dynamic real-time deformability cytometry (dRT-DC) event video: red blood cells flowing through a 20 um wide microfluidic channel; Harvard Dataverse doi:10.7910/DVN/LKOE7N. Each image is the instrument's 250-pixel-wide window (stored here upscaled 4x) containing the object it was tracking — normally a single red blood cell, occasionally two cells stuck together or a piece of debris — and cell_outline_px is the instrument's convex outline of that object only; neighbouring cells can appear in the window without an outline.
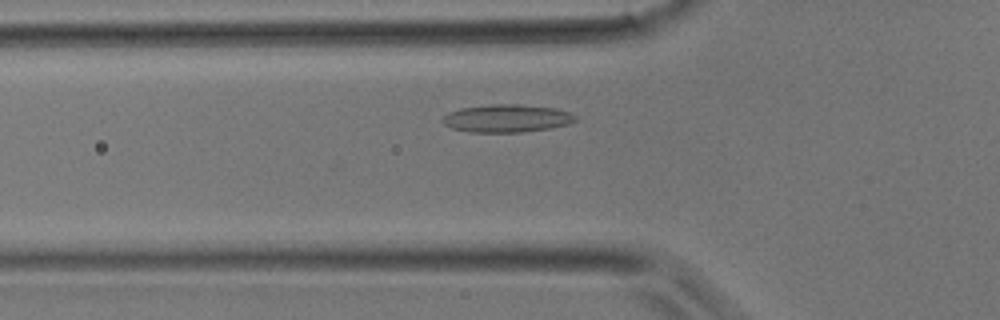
{"species": "common noctule bat (a hibernating species)", "species_latin": "Nyctalus noctula", "temperature_condition": "room temperature", "stored_images_in_passage": 25, "camera_frame_rate_fps": 3000, "um_per_image_px": 0.085, "animal": {"sex": "male", "body_mass_g": 17.9}, "frame": {"image": 1, "passage_image": 7, "time_ms": 2.0, "image_size_px": [1000, 320], "cell_outline_px": [[580, 116], [576, 120], [568, 124], [552, 128], [524, 132], [468, 132], [452, 128], [444, 124], [440, 120], [448, 112], [460, 108], [492, 104], [520, 104], [556, 108]], "centroid_in_image_um": [43.09, 10.06], "position_along_channel_um": 82.7, "area_um2": 21.79}}
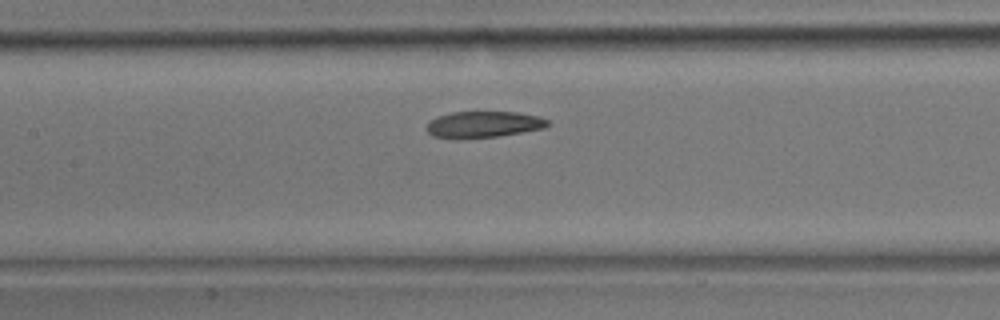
{"frame": {"image": 2, "passage_image": 12, "time_ms": 3.667, "image_size_px": [1000, 320], "cell_outline_px": [[548, 124], [544, 128], [496, 136], [432, 136], [428, 132], [428, 124], [436, 116], [452, 112], [520, 112], [540, 116], [548, 120]], "centroid_in_image_um": [41.17, 10.52], "position_along_channel_um": 166.2, "area_um2": 17.74}}
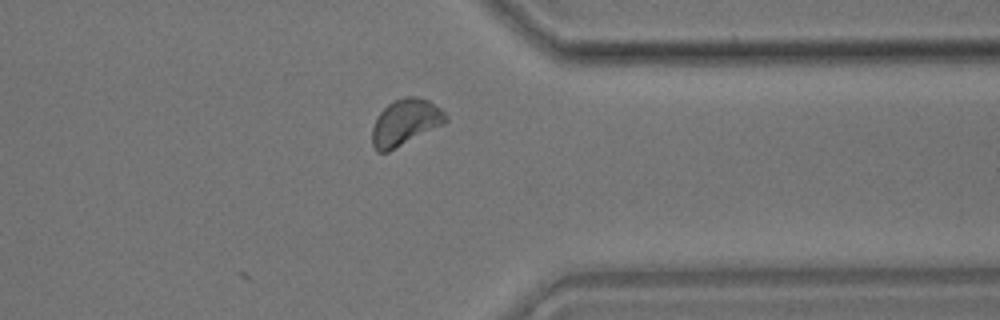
{"frame": {"image": 3, "passage_image": 25, "time_ms": 8.0, "image_size_px": [1000, 320], "cell_outline_px": [[448, 120], [444, 124], [388, 152], [376, 152], [372, 144], [372, 128], [380, 112], [392, 100], [404, 96], [412, 96], [428, 100], [440, 108], [448, 116]], "centroid_in_image_um": [34.45, 10.4], "position_along_channel_um": 377.0, "area_um2": 19.83}}